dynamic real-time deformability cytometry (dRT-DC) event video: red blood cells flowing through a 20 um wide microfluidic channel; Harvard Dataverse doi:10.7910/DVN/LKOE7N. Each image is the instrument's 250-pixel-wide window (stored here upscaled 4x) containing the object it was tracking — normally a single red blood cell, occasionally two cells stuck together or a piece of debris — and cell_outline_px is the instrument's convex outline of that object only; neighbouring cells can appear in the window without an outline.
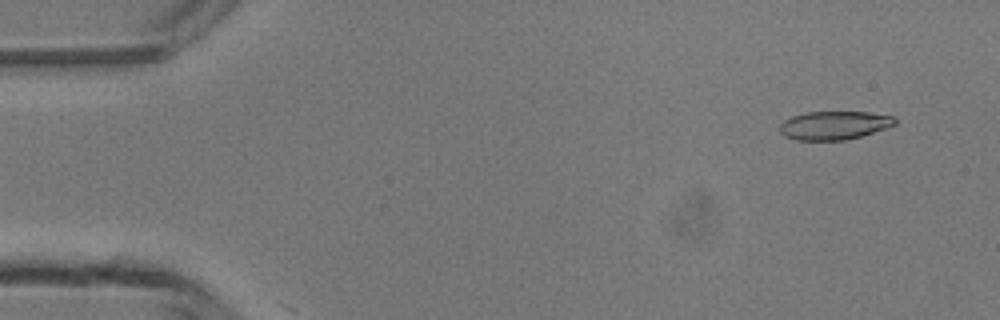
{"species": "common noctule bat (a hibernating species)", "species_latin": "Nyctalus noctula", "temperature_condition": "room temperature", "stored_images_in_passage": 5, "camera_frame_rate_fps": 3000, "um_per_image_px": 0.085, "animal": {"sex": "male", "body_mass_g": 13.3}, "frame": {"image": 1, "passage_image": 4, "time_ms": 1.0, "image_size_px": [1000, 320], "cell_outline_px": [[896, 124], [888, 128], [860, 136], [844, 140], [796, 140], [784, 136], [780, 132], [780, 124], [784, 120], [792, 116], [804, 112], [868, 112], [892, 116], [896, 120]], "centroid_in_image_um": [70.89, 10.65], "position_along_channel_um": 14.1, "area_um2": 19.13}}